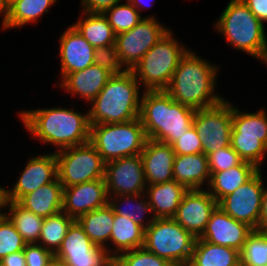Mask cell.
I'll use <instances>...</instances> for the list:
<instances>
[{
  "instance_id": "6da1fadb",
  "label": "cell",
  "mask_w": 267,
  "mask_h": 266,
  "mask_svg": "<svg viewBox=\"0 0 267 266\" xmlns=\"http://www.w3.org/2000/svg\"><path fill=\"white\" fill-rule=\"evenodd\" d=\"M25 128L40 142L52 144L57 151L90 141L88 113L54 107L18 113Z\"/></svg>"
},
{
  "instance_id": "7a4b0ae2",
  "label": "cell",
  "mask_w": 267,
  "mask_h": 266,
  "mask_svg": "<svg viewBox=\"0 0 267 266\" xmlns=\"http://www.w3.org/2000/svg\"><path fill=\"white\" fill-rule=\"evenodd\" d=\"M217 72L218 66L188 50L165 91L175 102L195 110L215 106L225 99L215 93Z\"/></svg>"
},
{
  "instance_id": "3957f363",
  "label": "cell",
  "mask_w": 267,
  "mask_h": 266,
  "mask_svg": "<svg viewBox=\"0 0 267 266\" xmlns=\"http://www.w3.org/2000/svg\"><path fill=\"white\" fill-rule=\"evenodd\" d=\"M195 111L175 102L165 90L144 91L139 118L147 139L172 145L193 126Z\"/></svg>"
},
{
  "instance_id": "277c9868",
  "label": "cell",
  "mask_w": 267,
  "mask_h": 266,
  "mask_svg": "<svg viewBox=\"0 0 267 266\" xmlns=\"http://www.w3.org/2000/svg\"><path fill=\"white\" fill-rule=\"evenodd\" d=\"M131 70H116L90 103V125L123 123L139 118L141 94Z\"/></svg>"
},
{
  "instance_id": "5b68a950",
  "label": "cell",
  "mask_w": 267,
  "mask_h": 266,
  "mask_svg": "<svg viewBox=\"0 0 267 266\" xmlns=\"http://www.w3.org/2000/svg\"><path fill=\"white\" fill-rule=\"evenodd\" d=\"M218 33L236 50L267 65V38L264 24L242 0H230L215 24Z\"/></svg>"
},
{
  "instance_id": "8992f818",
  "label": "cell",
  "mask_w": 267,
  "mask_h": 266,
  "mask_svg": "<svg viewBox=\"0 0 267 266\" xmlns=\"http://www.w3.org/2000/svg\"><path fill=\"white\" fill-rule=\"evenodd\" d=\"M169 30L131 70L143 91L166 90L181 58L189 49ZM140 79V80H139Z\"/></svg>"
},
{
  "instance_id": "52a82bcc",
  "label": "cell",
  "mask_w": 267,
  "mask_h": 266,
  "mask_svg": "<svg viewBox=\"0 0 267 266\" xmlns=\"http://www.w3.org/2000/svg\"><path fill=\"white\" fill-rule=\"evenodd\" d=\"M147 141L140 118L111 124L90 125V143L105 163L141 154Z\"/></svg>"
},
{
  "instance_id": "ba28073f",
  "label": "cell",
  "mask_w": 267,
  "mask_h": 266,
  "mask_svg": "<svg viewBox=\"0 0 267 266\" xmlns=\"http://www.w3.org/2000/svg\"><path fill=\"white\" fill-rule=\"evenodd\" d=\"M196 237L173 218H155L145 230L144 246L173 266L190 263Z\"/></svg>"
},
{
  "instance_id": "9c48e42d",
  "label": "cell",
  "mask_w": 267,
  "mask_h": 266,
  "mask_svg": "<svg viewBox=\"0 0 267 266\" xmlns=\"http://www.w3.org/2000/svg\"><path fill=\"white\" fill-rule=\"evenodd\" d=\"M230 145L243 161L260 169L267 151L266 111L260 109L255 113H245L232 105Z\"/></svg>"
},
{
  "instance_id": "30bf717a",
  "label": "cell",
  "mask_w": 267,
  "mask_h": 266,
  "mask_svg": "<svg viewBox=\"0 0 267 266\" xmlns=\"http://www.w3.org/2000/svg\"><path fill=\"white\" fill-rule=\"evenodd\" d=\"M159 22L154 16L143 17L132 29L116 35L115 46L110 58L115 63L117 70H132L170 30Z\"/></svg>"
},
{
  "instance_id": "8fae6325",
  "label": "cell",
  "mask_w": 267,
  "mask_h": 266,
  "mask_svg": "<svg viewBox=\"0 0 267 266\" xmlns=\"http://www.w3.org/2000/svg\"><path fill=\"white\" fill-rule=\"evenodd\" d=\"M55 154L57 178L63 187L105 177L106 163L90 142L55 151Z\"/></svg>"
},
{
  "instance_id": "7c38bea8",
  "label": "cell",
  "mask_w": 267,
  "mask_h": 266,
  "mask_svg": "<svg viewBox=\"0 0 267 266\" xmlns=\"http://www.w3.org/2000/svg\"><path fill=\"white\" fill-rule=\"evenodd\" d=\"M193 127L198 133L203 154L206 156L229 146L232 130V104L224 99L215 106L196 110Z\"/></svg>"
},
{
  "instance_id": "4fadbf2b",
  "label": "cell",
  "mask_w": 267,
  "mask_h": 266,
  "mask_svg": "<svg viewBox=\"0 0 267 266\" xmlns=\"http://www.w3.org/2000/svg\"><path fill=\"white\" fill-rule=\"evenodd\" d=\"M261 169L245 184L223 197L218 206L235 220L244 222L254 230H259V217L263 196Z\"/></svg>"
},
{
  "instance_id": "5bb4252c",
  "label": "cell",
  "mask_w": 267,
  "mask_h": 266,
  "mask_svg": "<svg viewBox=\"0 0 267 266\" xmlns=\"http://www.w3.org/2000/svg\"><path fill=\"white\" fill-rule=\"evenodd\" d=\"M54 257L72 266H110L113 263L107 251L96 246L76 220L68 228Z\"/></svg>"
},
{
  "instance_id": "9a60e30c",
  "label": "cell",
  "mask_w": 267,
  "mask_h": 266,
  "mask_svg": "<svg viewBox=\"0 0 267 266\" xmlns=\"http://www.w3.org/2000/svg\"><path fill=\"white\" fill-rule=\"evenodd\" d=\"M104 179L108 197L145 193L147 184L141 154L107 162Z\"/></svg>"
},
{
  "instance_id": "2e32d148",
  "label": "cell",
  "mask_w": 267,
  "mask_h": 266,
  "mask_svg": "<svg viewBox=\"0 0 267 266\" xmlns=\"http://www.w3.org/2000/svg\"><path fill=\"white\" fill-rule=\"evenodd\" d=\"M116 70V65L110 56H103L95 64L69 73L61 80L59 86L72 96L77 94L86 102H92Z\"/></svg>"
},
{
  "instance_id": "e0dca14e",
  "label": "cell",
  "mask_w": 267,
  "mask_h": 266,
  "mask_svg": "<svg viewBox=\"0 0 267 266\" xmlns=\"http://www.w3.org/2000/svg\"><path fill=\"white\" fill-rule=\"evenodd\" d=\"M217 206L218 202L207 189H191L184 194L173 219L198 238L205 231Z\"/></svg>"
},
{
  "instance_id": "ac0fdd59",
  "label": "cell",
  "mask_w": 267,
  "mask_h": 266,
  "mask_svg": "<svg viewBox=\"0 0 267 266\" xmlns=\"http://www.w3.org/2000/svg\"><path fill=\"white\" fill-rule=\"evenodd\" d=\"M107 204L105 179L63 187L62 211L74 220Z\"/></svg>"
},
{
  "instance_id": "d6986e66",
  "label": "cell",
  "mask_w": 267,
  "mask_h": 266,
  "mask_svg": "<svg viewBox=\"0 0 267 266\" xmlns=\"http://www.w3.org/2000/svg\"><path fill=\"white\" fill-rule=\"evenodd\" d=\"M59 40L62 80L69 73L83 70L103 57L72 25L65 29Z\"/></svg>"
},
{
  "instance_id": "ffe728a7",
  "label": "cell",
  "mask_w": 267,
  "mask_h": 266,
  "mask_svg": "<svg viewBox=\"0 0 267 266\" xmlns=\"http://www.w3.org/2000/svg\"><path fill=\"white\" fill-rule=\"evenodd\" d=\"M253 231L254 229L248 224L235 220L217 206L211 214L205 231L199 238L241 252L247 237Z\"/></svg>"
},
{
  "instance_id": "44dd1931",
  "label": "cell",
  "mask_w": 267,
  "mask_h": 266,
  "mask_svg": "<svg viewBox=\"0 0 267 266\" xmlns=\"http://www.w3.org/2000/svg\"><path fill=\"white\" fill-rule=\"evenodd\" d=\"M56 178L57 161L55 152L32 157L28 160L11 190L8 189L9 201L18 202L24 195L53 182Z\"/></svg>"
},
{
  "instance_id": "7402d4cb",
  "label": "cell",
  "mask_w": 267,
  "mask_h": 266,
  "mask_svg": "<svg viewBox=\"0 0 267 266\" xmlns=\"http://www.w3.org/2000/svg\"><path fill=\"white\" fill-rule=\"evenodd\" d=\"M174 158L172 145L147 139L141 152L146 184H160L173 180Z\"/></svg>"
},
{
  "instance_id": "603a6c76",
  "label": "cell",
  "mask_w": 267,
  "mask_h": 266,
  "mask_svg": "<svg viewBox=\"0 0 267 266\" xmlns=\"http://www.w3.org/2000/svg\"><path fill=\"white\" fill-rule=\"evenodd\" d=\"M72 26L103 56H110L115 46L116 34L103 13L83 12Z\"/></svg>"
},
{
  "instance_id": "cb8c5ba5",
  "label": "cell",
  "mask_w": 267,
  "mask_h": 266,
  "mask_svg": "<svg viewBox=\"0 0 267 266\" xmlns=\"http://www.w3.org/2000/svg\"><path fill=\"white\" fill-rule=\"evenodd\" d=\"M211 174L208 157L203 153L175 155L173 180L184 185L188 190L202 189L206 181L210 183Z\"/></svg>"
},
{
  "instance_id": "d4e9b609",
  "label": "cell",
  "mask_w": 267,
  "mask_h": 266,
  "mask_svg": "<svg viewBox=\"0 0 267 266\" xmlns=\"http://www.w3.org/2000/svg\"><path fill=\"white\" fill-rule=\"evenodd\" d=\"M145 193L155 218H173L188 189L175 180L147 185Z\"/></svg>"
},
{
  "instance_id": "484cf974",
  "label": "cell",
  "mask_w": 267,
  "mask_h": 266,
  "mask_svg": "<svg viewBox=\"0 0 267 266\" xmlns=\"http://www.w3.org/2000/svg\"><path fill=\"white\" fill-rule=\"evenodd\" d=\"M63 186L56 178L53 182L24 195L17 203L43 218L62 211Z\"/></svg>"
},
{
  "instance_id": "4316f807",
  "label": "cell",
  "mask_w": 267,
  "mask_h": 266,
  "mask_svg": "<svg viewBox=\"0 0 267 266\" xmlns=\"http://www.w3.org/2000/svg\"><path fill=\"white\" fill-rule=\"evenodd\" d=\"M260 169L255 165L242 161L239 165L221 172H210L211 179L208 191L219 202L223 197L237 190L249 181Z\"/></svg>"
},
{
  "instance_id": "83f0119b",
  "label": "cell",
  "mask_w": 267,
  "mask_h": 266,
  "mask_svg": "<svg viewBox=\"0 0 267 266\" xmlns=\"http://www.w3.org/2000/svg\"><path fill=\"white\" fill-rule=\"evenodd\" d=\"M76 221L83 228L90 240L96 246L104 248L112 258V250L108 248L110 246H106L108 244L107 242H110L114 222V212L109 204L85 213Z\"/></svg>"
},
{
  "instance_id": "f1b7e54d",
  "label": "cell",
  "mask_w": 267,
  "mask_h": 266,
  "mask_svg": "<svg viewBox=\"0 0 267 266\" xmlns=\"http://www.w3.org/2000/svg\"><path fill=\"white\" fill-rule=\"evenodd\" d=\"M190 266H241L236 249L207 242L199 237L194 244Z\"/></svg>"
},
{
  "instance_id": "f546056e",
  "label": "cell",
  "mask_w": 267,
  "mask_h": 266,
  "mask_svg": "<svg viewBox=\"0 0 267 266\" xmlns=\"http://www.w3.org/2000/svg\"><path fill=\"white\" fill-rule=\"evenodd\" d=\"M144 236L145 230L133 220L114 213L113 228L110 236V242L115 245L112 249V259L123 252L143 247Z\"/></svg>"
},
{
  "instance_id": "4dcf8cb0",
  "label": "cell",
  "mask_w": 267,
  "mask_h": 266,
  "mask_svg": "<svg viewBox=\"0 0 267 266\" xmlns=\"http://www.w3.org/2000/svg\"><path fill=\"white\" fill-rule=\"evenodd\" d=\"M144 197L146 198V200ZM108 204L116 215L124 216L125 218L127 217L133 220L144 230H146L155 220V217L153 215L150 216L151 218H147L150 220L145 219V214H147V212L150 215L153 213L145 193L111 196L108 197Z\"/></svg>"
},
{
  "instance_id": "1f68e13d",
  "label": "cell",
  "mask_w": 267,
  "mask_h": 266,
  "mask_svg": "<svg viewBox=\"0 0 267 266\" xmlns=\"http://www.w3.org/2000/svg\"><path fill=\"white\" fill-rule=\"evenodd\" d=\"M57 0H12L3 29L22 27L28 23H36L45 12H49Z\"/></svg>"
},
{
  "instance_id": "d6a6232c",
  "label": "cell",
  "mask_w": 267,
  "mask_h": 266,
  "mask_svg": "<svg viewBox=\"0 0 267 266\" xmlns=\"http://www.w3.org/2000/svg\"><path fill=\"white\" fill-rule=\"evenodd\" d=\"M5 215L13 223L26 244H38L44 218L24 209L17 202L9 201Z\"/></svg>"
},
{
  "instance_id": "836d02e7",
  "label": "cell",
  "mask_w": 267,
  "mask_h": 266,
  "mask_svg": "<svg viewBox=\"0 0 267 266\" xmlns=\"http://www.w3.org/2000/svg\"><path fill=\"white\" fill-rule=\"evenodd\" d=\"M75 220L63 211L44 218L38 245L55 254Z\"/></svg>"
},
{
  "instance_id": "e575fe53",
  "label": "cell",
  "mask_w": 267,
  "mask_h": 266,
  "mask_svg": "<svg viewBox=\"0 0 267 266\" xmlns=\"http://www.w3.org/2000/svg\"><path fill=\"white\" fill-rule=\"evenodd\" d=\"M241 266H267V236L262 230H254L240 252Z\"/></svg>"
},
{
  "instance_id": "d590c367",
  "label": "cell",
  "mask_w": 267,
  "mask_h": 266,
  "mask_svg": "<svg viewBox=\"0 0 267 266\" xmlns=\"http://www.w3.org/2000/svg\"><path fill=\"white\" fill-rule=\"evenodd\" d=\"M103 14L116 35L132 29L143 19L128 0L126 3L120 5L118 3L106 9Z\"/></svg>"
},
{
  "instance_id": "8d00e7d4",
  "label": "cell",
  "mask_w": 267,
  "mask_h": 266,
  "mask_svg": "<svg viewBox=\"0 0 267 266\" xmlns=\"http://www.w3.org/2000/svg\"><path fill=\"white\" fill-rule=\"evenodd\" d=\"M113 263L116 266H173L145 247L123 252L113 259Z\"/></svg>"
},
{
  "instance_id": "74e56055",
  "label": "cell",
  "mask_w": 267,
  "mask_h": 266,
  "mask_svg": "<svg viewBox=\"0 0 267 266\" xmlns=\"http://www.w3.org/2000/svg\"><path fill=\"white\" fill-rule=\"evenodd\" d=\"M26 243L6 215L0 218V261L9 254L24 250Z\"/></svg>"
},
{
  "instance_id": "f35d334b",
  "label": "cell",
  "mask_w": 267,
  "mask_h": 266,
  "mask_svg": "<svg viewBox=\"0 0 267 266\" xmlns=\"http://www.w3.org/2000/svg\"><path fill=\"white\" fill-rule=\"evenodd\" d=\"M208 167L210 172H221L239 165L243 160L231 145L216 150L208 156Z\"/></svg>"
},
{
  "instance_id": "ab89813d",
  "label": "cell",
  "mask_w": 267,
  "mask_h": 266,
  "mask_svg": "<svg viewBox=\"0 0 267 266\" xmlns=\"http://www.w3.org/2000/svg\"><path fill=\"white\" fill-rule=\"evenodd\" d=\"M175 155H187L203 153L201 140L192 126L180 139L172 144Z\"/></svg>"
},
{
  "instance_id": "60d3db41",
  "label": "cell",
  "mask_w": 267,
  "mask_h": 266,
  "mask_svg": "<svg viewBox=\"0 0 267 266\" xmlns=\"http://www.w3.org/2000/svg\"><path fill=\"white\" fill-rule=\"evenodd\" d=\"M27 266H51L54 254L38 244H26L23 250Z\"/></svg>"
},
{
  "instance_id": "b9f144b4",
  "label": "cell",
  "mask_w": 267,
  "mask_h": 266,
  "mask_svg": "<svg viewBox=\"0 0 267 266\" xmlns=\"http://www.w3.org/2000/svg\"><path fill=\"white\" fill-rule=\"evenodd\" d=\"M80 2L83 12L103 13L106 9L121 2V0H81Z\"/></svg>"
},
{
  "instance_id": "7bdbcfd3",
  "label": "cell",
  "mask_w": 267,
  "mask_h": 266,
  "mask_svg": "<svg viewBox=\"0 0 267 266\" xmlns=\"http://www.w3.org/2000/svg\"><path fill=\"white\" fill-rule=\"evenodd\" d=\"M263 24L267 22V0H242Z\"/></svg>"
},
{
  "instance_id": "ee69618b",
  "label": "cell",
  "mask_w": 267,
  "mask_h": 266,
  "mask_svg": "<svg viewBox=\"0 0 267 266\" xmlns=\"http://www.w3.org/2000/svg\"><path fill=\"white\" fill-rule=\"evenodd\" d=\"M1 262L5 266H27L23 250L7 255Z\"/></svg>"
},
{
  "instance_id": "f6af8a7d",
  "label": "cell",
  "mask_w": 267,
  "mask_h": 266,
  "mask_svg": "<svg viewBox=\"0 0 267 266\" xmlns=\"http://www.w3.org/2000/svg\"><path fill=\"white\" fill-rule=\"evenodd\" d=\"M267 226V187L263 189L262 204L259 217V230Z\"/></svg>"
},
{
  "instance_id": "bcb514c9",
  "label": "cell",
  "mask_w": 267,
  "mask_h": 266,
  "mask_svg": "<svg viewBox=\"0 0 267 266\" xmlns=\"http://www.w3.org/2000/svg\"><path fill=\"white\" fill-rule=\"evenodd\" d=\"M8 204H9L8 189L0 186V209H5V207L7 208ZM1 212L2 211L0 210V215L4 216L5 213Z\"/></svg>"
},
{
  "instance_id": "7dc6e473",
  "label": "cell",
  "mask_w": 267,
  "mask_h": 266,
  "mask_svg": "<svg viewBox=\"0 0 267 266\" xmlns=\"http://www.w3.org/2000/svg\"><path fill=\"white\" fill-rule=\"evenodd\" d=\"M8 11H9V2L7 0H0V14L1 15L3 14L2 25L5 23V20L7 19Z\"/></svg>"
},
{
  "instance_id": "c3c4849f",
  "label": "cell",
  "mask_w": 267,
  "mask_h": 266,
  "mask_svg": "<svg viewBox=\"0 0 267 266\" xmlns=\"http://www.w3.org/2000/svg\"><path fill=\"white\" fill-rule=\"evenodd\" d=\"M131 4H132V6L140 13V10L141 9H145L146 7L144 6V5H142V4H144V2H143V0H128ZM149 7H151V5L149 6ZM148 7V8H149Z\"/></svg>"
},
{
  "instance_id": "681fc988",
  "label": "cell",
  "mask_w": 267,
  "mask_h": 266,
  "mask_svg": "<svg viewBox=\"0 0 267 266\" xmlns=\"http://www.w3.org/2000/svg\"><path fill=\"white\" fill-rule=\"evenodd\" d=\"M51 266H72V265L54 257Z\"/></svg>"
},
{
  "instance_id": "f907efd6",
  "label": "cell",
  "mask_w": 267,
  "mask_h": 266,
  "mask_svg": "<svg viewBox=\"0 0 267 266\" xmlns=\"http://www.w3.org/2000/svg\"><path fill=\"white\" fill-rule=\"evenodd\" d=\"M263 233L267 236V226L262 229Z\"/></svg>"
}]
</instances>
